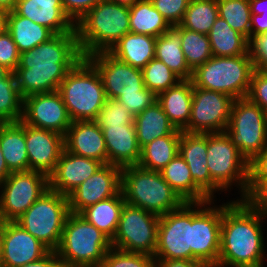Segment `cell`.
Returning a JSON list of instances; mask_svg holds the SVG:
<instances>
[{"instance_id":"cell-52","label":"cell","mask_w":267,"mask_h":267,"mask_svg":"<svg viewBox=\"0 0 267 267\" xmlns=\"http://www.w3.org/2000/svg\"><path fill=\"white\" fill-rule=\"evenodd\" d=\"M61 264L56 251H49L44 257L37 261L27 263L20 267H59Z\"/></svg>"},{"instance_id":"cell-29","label":"cell","mask_w":267,"mask_h":267,"mask_svg":"<svg viewBox=\"0 0 267 267\" xmlns=\"http://www.w3.org/2000/svg\"><path fill=\"white\" fill-rule=\"evenodd\" d=\"M163 179L184 202H204L211 200L195 183L188 164L178 153L163 169Z\"/></svg>"},{"instance_id":"cell-39","label":"cell","mask_w":267,"mask_h":267,"mask_svg":"<svg viewBox=\"0 0 267 267\" xmlns=\"http://www.w3.org/2000/svg\"><path fill=\"white\" fill-rule=\"evenodd\" d=\"M23 103L24 98L20 95L16 76L11 72L0 80V123L22 120Z\"/></svg>"},{"instance_id":"cell-48","label":"cell","mask_w":267,"mask_h":267,"mask_svg":"<svg viewBox=\"0 0 267 267\" xmlns=\"http://www.w3.org/2000/svg\"><path fill=\"white\" fill-rule=\"evenodd\" d=\"M117 101L124 104L135 117L157 101V96L146 87L138 94L121 95Z\"/></svg>"},{"instance_id":"cell-16","label":"cell","mask_w":267,"mask_h":267,"mask_svg":"<svg viewBox=\"0 0 267 267\" xmlns=\"http://www.w3.org/2000/svg\"><path fill=\"white\" fill-rule=\"evenodd\" d=\"M86 58L98 70L107 99L117 100L121 95L138 94L145 88L142 69L115 58L108 51Z\"/></svg>"},{"instance_id":"cell-40","label":"cell","mask_w":267,"mask_h":267,"mask_svg":"<svg viewBox=\"0 0 267 267\" xmlns=\"http://www.w3.org/2000/svg\"><path fill=\"white\" fill-rule=\"evenodd\" d=\"M218 15L230 27L242 34L248 41L251 30V10L249 0H217Z\"/></svg>"},{"instance_id":"cell-2","label":"cell","mask_w":267,"mask_h":267,"mask_svg":"<svg viewBox=\"0 0 267 267\" xmlns=\"http://www.w3.org/2000/svg\"><path fill=\"white\" fill-rule=\"evenodd\" d=\"M266 217L244 199L224 203L216 267H264Z\"/></svg>"},{"instance_id":"cell-11","label":"cell","mask_w":267,"mask_h":267,"mask_svg":"<svg viewBox=\"0 0 267 267\" xmlns=\"http://www.w3.org/2000/svg\"><path fill=\"white\" fill-rule=\"evenodd\" d=\"M160 216L141 208L124 204L118 228L111 246L133 253L154 257L157 247Z\"/></svg>"},{"instance_id":"cell-56","label":"cell","mask_w":267,"mask_h":267,"mask_svg":"<svg viewBox=\"0 0 267 267\" xmlns=\"http://www.w3.org/2000/svg\"><path fill=\"white\" fill-rule=\"evenodd\" d=\"M12 172L8 169L0 147V184H2Z\"/></svg>"},{"instance_id":"cell-32","label":"cell","mask_w":267,"mask_h":267,"mask_svg":"<svg viewBox=\"0 0 267 267\" xmlns=\"http://www.w3.org/2000/svg\"><path fill=\"white\" fill-rule=\"evenodd\" d=\"M134 125L140 148L176 130L157 101L135 116Z\"/></svg>"},{"instance_id":"cell-18","label":"cell","mask_w":267,"mask_h":267,"mask_svg":"<svg viewBox=\"0 0 267 267\" xmlns=\"http://www.w3.org/2000/svg\"><path fill=\"white\" fill-rule=\"evenodd\" d=\"M121 168L103 164L67 197L69 211L79 214L88 206L115 196L121 190Z\"/></svg>"},{"instance_id":"cell-58","label":"cell","mask_w":267,"mask_h":267,"mask_svg":"<svg viewBox=\"0 0 267 267\" xmlns=\"http://www.w3.org/2000/svg\"><path fill=\"white\" fill-rule=\"evenodd\" d=\"M18 0H0V8L6 11H13Z\"/></svg>"},{"instance_id":"cell-8","label":"cell","mask_w":267,"mask_h":267,"mask_svg":"<svg viewBox=\"0 0 267 267\" xmlns=\"http://www.w3.org/2000/svg\"><path fill=\"white\" fill-rule=\"evenodd\" d=\"M69 213L68 197L49 188L15 222L50 251H56Z\"/></svg>"},{"instance_id":"cell-33","label":"cell","mask_w":267,"mask_h":267,"mask_svg":"<svg viewBox=\"0 0 267 267\" xmlns=\"http://www.w3.org/2000/svg\"><path fill=\"white\" fill-rule=\"evenodd\" d=\"M155 58L166 64L182 80H190L193 71L186 63L179 32L172 26L156 38Z\"/></svg>"},{"instance_id":"cell-12","label":"cell","mask_w":267,"mask_h":267,"mask_svg":"<svg viewBox=\"0 0 267 267\" xmlns=\"http://www.w3.org/2000/svg\"><path fill=\"white\" fill-rule=\"evenodd\" d=\"M48 189L49 177L42 172H12L0 184V221H15Z\"/></svg>"},{"instance_id":"cell-44","label":"cell","mask_w":267,"mask_h":267,"mask_svg":"<svg viewBox=\"0 0 267 267\" xmlns=\"http://www.w3.org/2000/svg\"><path fill=\"white\" fill-rule=\"evenodd\" d=\"M157 11L172 26L179 25L191 0H150Z\"/></svg>"},{"instance_id":"cell-38","label":"cell","mask_w":267,"mask_h":267,"mask_svg":"<svg viewBox=\"0 0 267 267\" xmlns=\"http://www.w3.org/2000/svg\"><path fill=\"white\" fill-rule=\"evenodd\" d=\"M173 27L180 34L181 49L186 63L192 71L213 56L208 35L187 30L180 25Z\"/></svg>"},{"instance_id":"cell-37","label":"cell","mask_w":267,"mask_h":267,"mask_svg":"<svg viewBox=\"0 0 267 267\" xmlns=\"http://www.w3.org/2000/svg\"><path fill=\"white\" fill-rule=\"evenodd\" d=\"M218 16L217 0H191L179 25L208 35Z\"/></svg>"},{"instance_id":"cell-27","label":"cell","mask_w":267,"mask_h":267,"mask_svg":"<svg viewBox=\"0 0 267 267\" xmlns=\"http://www.w3.org/2000/svg\"><path fill=\"white\" fill-rule=\"evenodd\" d=\"M192 98V80H181L177 85L158 94L157 102L169 121L182 131L191 117Z\"/></svg>"},{"instance_id":"cell-35","label":"cell","mask_w":267,"mask_h":267,"mask_svg":"<svg viewBox=\"0 0 267 267\" xmlns=\"http://www.w3.org/2000/svg\"><path fill=\"white\" fill-rule=\"evenodd\" d=\"M213 56H239L248 52L249 41L220 16L208 33Z\"/></svg>"},{"instance_id":"cell-6","label":"cell","mask_w":267,"mask_h":267,"mask_svg":"<svg viewBox=\"0 0 267 267\" xmlns=\"http://www.w3.org/2000/svg\"><path fill=\"white\" fill-rule=\"evenodd\" d=\"M111 240L81 215L69 213L56 250L61 263L66 265L100 267Z\"/></svg>"},{"instance_id":"cell-42","label":"cell","mask_w":267,"mask_h":267,"mask_svg":"<svg viewBox=\"0 0 267 267\" xmlns=\"http://www.w3.org/2000/svg\"><path fill=\"white\" fill-rule=\"evenodd\" d=\"M100 267H155L154 257L111 247Z\"/></svg>"},{"instance_id":"cell-45","label":"cell","mask_w":267,"mask_h":267,"mask_svg":"<svg viewBox=\"0 0 267 267\" xmlns=\"http://www.w3.org/2000/svg\"><path fill=\"white\" fill-rule=\"evenodd\" d=\"M247 98L267 114V70H254Z\"/></svg>"},{"instance_id":"cell-54","label":"cell","mask_w":267,"mask_h":267,"mask_svg":"<svg viewBox=\"0 0 267 267\" xmlns=\"http://www.w3.org/2000/svg\"><path fill=\"white\" fill-rule=\"evenodd\" d=\"M267 33V17L251 14L250 39L258 34Z\"/></svg>"},{"instance_id":"cell-57","label":"cell","mask_w":267,"mask_h":267,"mask_svg":"<svg viewBox=\"0 0 267 267\" xmlns=\"http://www.w3.org/2000/svg\"><path fill=\"white\" fill-rule=\"evenodd\" d=\"M8 11L0 8V34L7 30Z\"/></svg>"},{"instance_id":"cell-17","label":"cell","mask_w":267,"mask_h":267,"mask_svg":"<svg viewBox=\"0 0 267 267\" xmlns=\"http://www.w3.org/2000/svg\"><path fill=\"white\" fill-rule=\"evenodd\" d=\"M22 121L32 127L65 135L72 121L58 91L26 96Z\"/></svg>"},{"instance_id":"cell-3","label":"cell","mask_w":267,"mask_h":267,"mask_svg":"<svg viewBox=\"0 0 267 267\" xmlns=\"http://www.w3.org/2000/svg\"><path fill=\"white\" fill-rule=\"evenodd\" d=\"M129 7L103 0L76 24L77 41L83 57L109 51L130 32Z\"/></svg>"},{"instance_id":"cell-50","label":"cell","mask_w":267,"mask_h":267,"mask_svg":"<svg viewBox=\"0 0 267 267\" xmlns=\"http://www.w3.org/2000/svg\"><path fill=\"white\" fill-rule=\"evenodd\" d=\"M63 10L76 24L88 11L103 0H60Z\"/></svg>"},{"instance_id":"cell-49","label":"cell","mask_w":267,"mask_h":267,"mask_svg":"<svg viewBox=\"0 0 267 267\" xmlns=\"http://www.w3.org/2000/svg\"><path fill=\"white\" fill-rule=\"evenodd\" d=\"M248 51L254 68L267 70V33L252 37L249 40Z\"/></svg>"},{"instance_id":"cell-23","label":"cell","mask_w":267,"mask_h":267,"mask_svg":"<svg viewBox=\"0 0 267 267\" xmlns=\"http://www.w3.org/2000/svg\"><path fill=\"white\" fill-rule=\"evenodd\" d=\"M64 149L74 155L108 164L103 132L94 120L72 122L64 135Z\"/></svg>"},{"instance_id":"cell-10","label":"cell","mask_w":267,"mask_h":267,"mask_svg":"<svg viewBox=\"0 0 267 267\" xmlns=\"http://www.w3.org/2000/svg\"><path fill=\"white\" fill-rule=\"evenodd\" d=\"M224 132L250 162L267 146V114L247 97L236 99Z\"/></svg>"},{"instance_id":"cell-51","label":"cell","mask_w":267,"mask_h":267,"mask_svg":"<svg viewBox=\"0 0 267 267\" xmlns=\"http://www.w3.org/2000/svg\"><path fill=\"white\" fill-rule=\"evenodd\" d=\"M249 180H267V146L249 162Z\"/></svg>"},{"instance_id":"cell-60","label":"cell","mask_w":267,"mask_h":267,"mask_svg":"<svg viewBox=\"0 0 267 267\" xmlns=\"http://www.w3.org/2000/svg\"><path fill=\"white\" fill-rule=\"evenodd\" d=\"M11 73L6 67L0 65V80L5 79Z\"/></svg>"},{"instance_id":"cell-24","label":"cell","mask_w":267,"mask_h":267,"mask_svg":"<svg viewBox=\"0 0 267 267\" xmlns=\"http://www.w3.org/2000/svg\"><path fill=\"white\" fill-rule=\"evenodd\" d=\"M14 11L50 29L55 35L76 31L60 0H18Z\"/></svg>"},{"instance_id":"cell-61","label":"cell","mask_w":267,"mask_h":267,"mask_svg":"<svg viewBox=\"0 0 267 267\" xmlns=\"http://www.w3.org/2000/svg\"><path fill=\"white\" fill-rule=\"evenodd\" d=\"M2 235H3V221H0V257H1Z\"/></svg>"},{"instance_id":"cell-22","label":"cell","mask_w":267,"mask_h":267,"mask_svg":"<svg viewBox=\"0 0 267 267\" xmlns=\"http://www.w3.org/2000/svg\"><path fill=\"white\" fill-rule=\"evenodd\" d=\"M102 165L98 160L77 156L63 149L56 169L49 176V188L68 196Z\"/></svg>"},{"instance_id":"cell-25","label":"cell","mask_w":267,"mask_h":267,"mask_svg":"<svg viewBox=\"0 0 267 267\" xmlns=\"http://www.w3.org/2000/svg\"><path fill=\"white\" fill-rule=\"evenodd\" d=\"M106 143L108 164L121 169L138 165L141 148L138 145L134 124L101 128Z\"/></svg>"},{"instance_id":"cell-41","label":"cell","mask_w":267,"mask_h":267,"mask_svg":"<svg viewBox=\"0 0 267 267\" xmlns=\"http://www.w3.org/2000/svg\"><path fill=\"white\" fill-rule=\"evenodd\" d=\"M142 73L145 87L156 96L182 80L166 64L156 58L147 63Z\"/></svg>"},{"instance_id":"cell-4","label":"cell","mask_w":267,"mask_h":267,"mask_svg":"<svg viewBox=\"0 0 267 267\" xmlns=\"http://www.w3.org/2000/svg\"><path fill=\"white\" fill-rule=\"evenodd\" d=\"M57 91L72 122L95 120L107 101L102 78L86 57L68 71Z\"/></svg>"},{"instance_id":"cell-14","label":"cell","mask_w":267,"mask_h":267,"mask_svg":"<svg viewBox=\"0 0 267 267\" xmlns=\"http://www.w3.org/2000/svg\"><path fill=\"white\" fill-rule=\"evenodd\" d=\"M192 246V202L161 215L155 260H190Z\"/></svg>"},{"instance_id":"cell-47","label":"cell","mask_w":267,"mask_h":267,"mask_svg":"<svg viewBox=\"0 0 267 267\" xmlns=\"http://www.w3.org/2000/svg\"><path fill=\"white\" fill-rule=\"evenodd\" d=\"M20 62V53L11 34L6 30L0 34V65L14 72Z\"/></svg>"},{"instance_id":"cell-9","label":"cell","mask_w":267,"mask_h":267,"mask_svg":"<svg viewBox=\"0 0 267 267\" xmlns=\"http://www.w3.org/2000/svg\"><path fill=\"white\" fill-rule=\"evenodd\" d=\"M207 166L212 181L227 191L233 185L246 197L249 161L240 153L225 132L207 133ZM238 184V185H237Z\"/></svg>"},{"instance_id":"cell-30","label":"cell","mask_w":267,"mask_h":267,"mask_svg":"<svg viewBox=\"0 0 267 267\" xmlns=\"http://www.w3.org/2000/svg\"><path fill=\"white\" fill-rule=\"evenodd\" d=\"M125 203L120 190L115 196L86 207L79 215L112 240L116 234L121 211Z\"/></svg>"},{"instance_id":"cell-26","label":"cell","mask_w":267,"mask_h":267,"mask_svg":"<svg viewBox=\"0 0 267 267\" xmlns=\"http://www.w3.org/2000/svg\"><path fill=\"white\" fill-rule=\"evenodd\" d=\"M0 147L11 172L29 170L25 123L22 120L0 123Z\"/></svg>"},{"instance_id":"cell-36","label":"cell","mask_w":267,"mask_h":267,"mask_svg":"<svg viewBox=\"0 0 267 267\" xmlns=\"http://www.w3.org/2000/svg\"><path fill=\"white\" fill-rule=\"evenodd\" d=\"M130 32L159 37L171 26L150 0H141L129 7Z\"/></svg>"},{"instance_id":"cell-5","label":"cell","mask_w":267,"mask_h":267,"mask_svg":"<svg viewBox=\"0 0 267 267\" xmlns=\"http://www.w3.org/2000/svg\"><path fill=\"white\" fill-rule=\"evenodd\" d=\"M120 188L127 204L158 216L175 211L185 203L160 171L147 170L139 165L121 169Z\"/></svg>"},{"instance_id":"cell-1","label":"cell","mask_w":267,"mask_h":267,"mask_svg":"<svg viewBox=\"0 0 267 267\" xmlns=\"http://www.w3.org/2000/svg\"><path fill=\"white\" fill-rule=\"evenodd\" d=\"M83 55L76 31L56 34L47 42L20 54V62L13 72L20 95L57 91L62 80Z\"/></svg>"},{"instance_id":"cell-20","label":"cell","mask_w":267,"mask_h":267,"mask_svg":"<svg viewBox=\"0 0 267 267\" xmlns=\"http://www.w3.org/2000/svg\"><path fill=\"white\" fill-rule=\"evenodd\" d=\"M25 142L29 170L42 172L49 177L56 169L64 149V136L25 124Z\"/></svg>"},{"instance_id":"cell-62","label":"cell","mask_w":267,"mask_h":267,"mask_svg":"<svg viewBox=\"0 0 267 267\" xmlns=\"http://www.w3.org/2000/svg\"><path fill=\"white\" fill-rule=\"evenodd\" d=\"M59 267H90V266L66 265V264L61 263Z\"/></svg>"},{"instance_id":"cell-15","label":"cell","mask_w":267,"mask_h":267,"mask_svg":"<svg viewBox=\"0 0 267 267\" xmlns=\"http://www.w3.org/2000/svg\"><path fill=\"white\" fill-rule=\"evenodd\" d=\"M193 98L191 117L182 130L188 133H221L230 121L234 98L218 92L195 87L192 83Z\"/></svg>"},{"instance_id":"cell-43","label":"cell","mask_w":267,"mask_h":267,"mask_svg":"<svg viewBox=\"0 0 267 267\" xmlns=\"http://www.w3.org/2000/svg\"><path fill=\"white\" fill-rule=\"evenodd\" d=\"M135 117L128 108L117 100L107 99L94 120L100 128L106 126L134 124Z\"/></svg>"},{"instance_id":"cell-31","label":"cell","mask_w":267,"mask_h":267,"mask_svg":"<svg viewBox=\"0 0 267 267\" xmlns=\"http://www.w3.org/2000/svg\"><path fill=\"white\" fill-rule=\"evenodd\" d=\"M7 31L11 34L20 54L55 36L50 29L19 16L14 10L8 12Z\"/></svg>"},{"instance_id":"cell-19","label":"cell","mask_w":267,"mask_h":267,"mask_svg":"<svg viewBox=\"0 0 267 267\" xmlns=\"http://www.w3.org/2000/svg\"><path fill=\"white\" fill-rule=\"evenodd\" d=\"M50 250L15 221L3 222L0 267H20Z\"/></svg>"},{"instance_id":"cell-55","label":"cell","mask_w":267,"mask_h":267,"mask_svg":"<svg viewBox=\"0 0 267 267\" xmlns=\"http://www.w3.org/2000/svg\"><path fill=\"white\" fill-rule=\"evenodd\" d=\"M251 14L267 17V0H249Z\"/></svg>"},{"instance_id":"cell-53","label":"cell","mask_w":267,"mask_h":267,"mask_svg":"<svg viewBox=\"0 0 267 267\" xmlns=\"http://www.w3.org/2000/svg\"><path fill=\"white\" fill-rule=\"evenodd\" d=\"M155 267H211L199 261L190 260H155Z\"/></svg>"},{"instance_id":"cell-13","label":"cell","mask_w":267,"mask_h":267,"mask_svg":"<svg viewBox=\"0 0 267 267\" xmlns=\"http://www.w3.org/2000/svg\"><path fill=\"white\" fill-rule=\"evenodd\" d=\"M213 204L214 200L192 202L191 261L216 267L220 253L223 204L219 207Z\"/></svg>"},{"instance_id":"cell-46","label":"cell","mask_w":267,"mask_h":267,"mask_svg":"<svg viewBox=\"0 0 267 267\" xmlns=\"http://www.w3.org/2000/svg\"><path fill=\"white\" fill-rule=\"evenodd\" d=\"M244 200L267 216V180H248Z\"/></svg>"},{"instance_id":"cell-21","label":"cell","mask_w":267,"mask_h":267,"mask_svg":"<svg viewBox=\"0 0 267 267\" xmlns=\"http://www.w3.org/2000/svg\"><path fill=\"white\" fill-rule=\"evenodd\" d=\"M179 154L188 164L194 183L211 199L222 190L212 181L207 166V133L181 131Z\"/></svg>"},{"instance_id":"cell-34","label":"cell","mask_w":267,"mask_h":267,"mask_svg":"<svg viewBox=\"0 0 267 267\" xmlns=\"http://www.w3.org/2000/svg\"><path fill=\"white\" fill-rule=\"evenodd\" d=\"M181 130L176 129L172 134L156 138L141 148L138 165L147 170L160 171L178 153Z\"/></svg>"},{"instance_id":"cell-59","label":"cell","mask_w":267,"mask_h":267,"mask_svg":"<svg viewBox=\"0 0 267 267\" xmlns=\"http://www.w3.org/2000/svg\"><path fill=\"white\" fill-rule=\"evenodd\" d=\"M107 1L117 3L119 5L131 7L132 5L136 4L137 2H139L141 0H107Z\"/></svg>"},{"instance_id":"cell-28","label":"cell","mask_w":267,"mask_h":267,"mask_svg":"<svg viewBox=\"0 0 267 267\" xmlns=\"http://www.w3.org/2000/svg\"><path fill=\"white\" fill-rule=\"evenodd\" d=\"M156 37L129 32L117 41L108 51L115 58L143 69L155 58Z\"/></svg>"},{"instance_id":"cell-7","label":"cell","mask_w":267,"mask_h":267,"mask_svg":"<svg viewBox=\"0 0 267 267\" xmlns=\"http://www.w3.org/2000/svg\"><path fill=\"white\" fill-rule=\"evenodd\" d=\"M254 64L249 51L239 56H212L192 75L195 87L218 91L239 99L247 97Z\"/></svg>"}]
</instances>
